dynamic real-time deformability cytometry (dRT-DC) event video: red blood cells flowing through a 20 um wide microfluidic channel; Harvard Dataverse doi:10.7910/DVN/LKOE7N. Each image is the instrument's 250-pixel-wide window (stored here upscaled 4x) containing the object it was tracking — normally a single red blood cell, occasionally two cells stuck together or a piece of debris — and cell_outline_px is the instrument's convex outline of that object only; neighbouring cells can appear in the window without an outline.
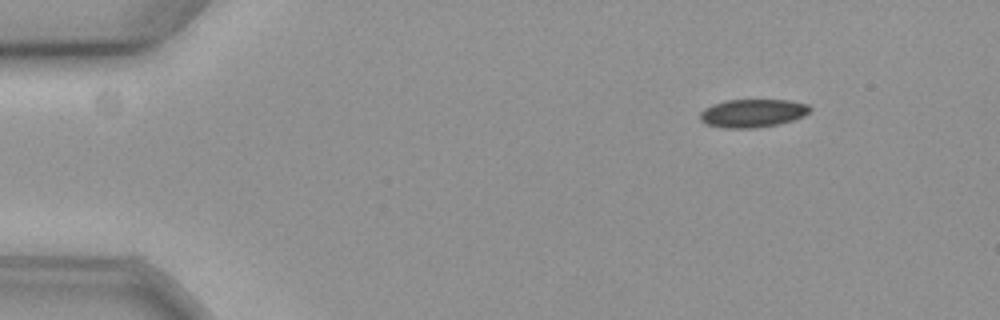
{"species": "common noctule bat (a hibernating species)", "species_latin": "Nyctalus noctula", "temperature_condition": "cold", "stored_images_in_passage": 12, "camera_frame_rate_fps": 3000, "um_per_image_px": 0.085, "animal": {"sex": "female", "body_mass_g": 19.3, "forearm_length_mm": 54.1}, "frame": {"image": 1, "passage_image": 1, "time_ms": 0.0, "image_size_px": [1000, 320], "cell_outline_px": [[812, 108], [804, 116], [792, 120], [776, 124], [756, 128], [724, 128], [704, 124], [700, 120], [700, 112], [704, 108], [712, 104], [724, 100], [788, 100], [808, 104]], "centroid_in_image_um": [63.93, 9.62], "position_along_channel_um": 21.1, "area_um2": 18.15}}
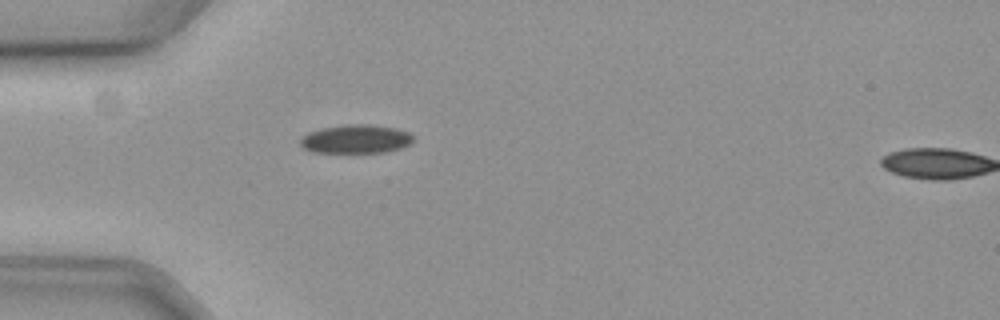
{"frame": {"image": 2, "passage_image": 11, "time_ms": 3.333, "image_size_px": [1000, 320], "cell_outline_px": [[412, 140], [408, 144], [400, 148], [384, 152], [312, 152], [304, 148], [300, 144], [300, 140], [308, 132], [324, 128], [344, 124], [368, 124], [396, 128], [408, 132], [412, 136]], "centroid_in_image_um": [30.23, 11.81], "position_along_channel_um": 54.8, "area_um2": 18.61}}